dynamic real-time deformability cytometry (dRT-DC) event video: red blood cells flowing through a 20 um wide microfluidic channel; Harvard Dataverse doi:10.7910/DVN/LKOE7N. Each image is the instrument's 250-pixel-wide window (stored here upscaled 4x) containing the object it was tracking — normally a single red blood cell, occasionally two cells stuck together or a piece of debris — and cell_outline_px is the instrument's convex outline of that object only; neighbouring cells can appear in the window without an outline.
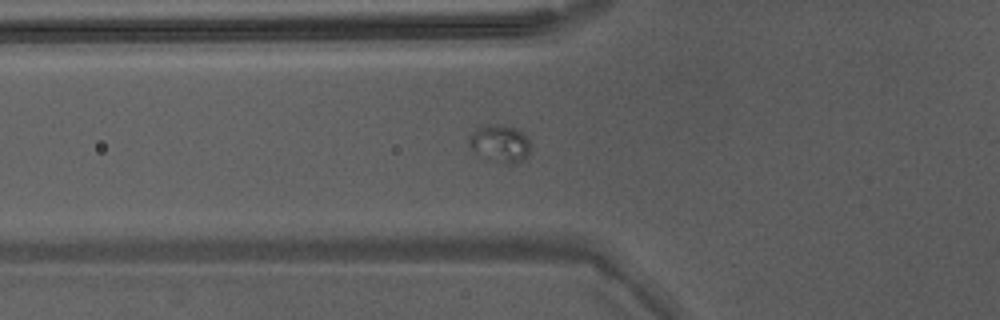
{"species": "Egyptian fruit bat (a non-hibernating species)", "species_latin": "Rousettus aegyptiacus", "temperature_condition": "warm", "stored_images_in_passage": 22, "camera_frame_rate_fps": 3000, "um_per_image_px": 0.085, "animal": {"sex": "male"}, "frame": {"image": 1, "passage_image": 5, "time_ms": 1.333, "image_size_px": [1000, 320], "cell_outline_px": [[532, 144], [528, 156], [516, 164], [508, 164], [484, 160], [468, 144], [468, 140], [472, 132], [476, 128], [484, 124], [500, 124], [516, 128], [524, 132]], "centroid_in_image_um": [42.52, 12.21], "position_along_channel_um": 83.3, "area_um2": 13.99}}